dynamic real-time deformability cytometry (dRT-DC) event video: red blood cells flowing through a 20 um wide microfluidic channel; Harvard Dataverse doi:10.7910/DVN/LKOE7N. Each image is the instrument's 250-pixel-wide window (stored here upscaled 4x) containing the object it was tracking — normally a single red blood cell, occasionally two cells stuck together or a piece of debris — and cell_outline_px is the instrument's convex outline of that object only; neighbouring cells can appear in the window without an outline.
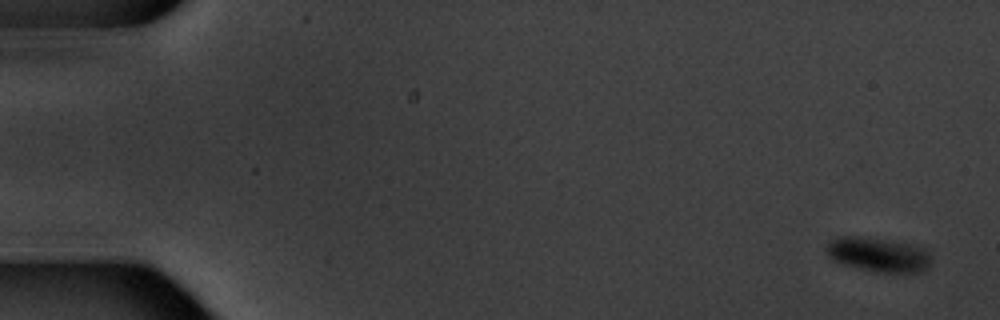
{"species": "common noctule bat (a hibernating species)", "species_latin": "Nyctalus noctula", "temperature_condition": "warm", "stored_images_in_passage": 6, "camera_frame_rate_fps": 3000, "um_per_image_px": 0.085, "animal": {"sex": "male", "body_mass_g": 20.1, "forearm_length_mm": 53.5}, "frame": {"image": 1, "passage_image": 1, "time_ms": 0.0, "image_size_px": [1000, 320], "cell_outline_px": [[928, 268], [924, 272], [880, 272], [860, 268], [844, 264], [828, 256], [828, 240], [836, 236], [856, 236], [884, 240], [908, 244], [924, 248], [928, 252]], "centroid_in_image_um": [74.64, 21.64], "position_along_channel_um": 10.4, "area_um2": 20.46}}
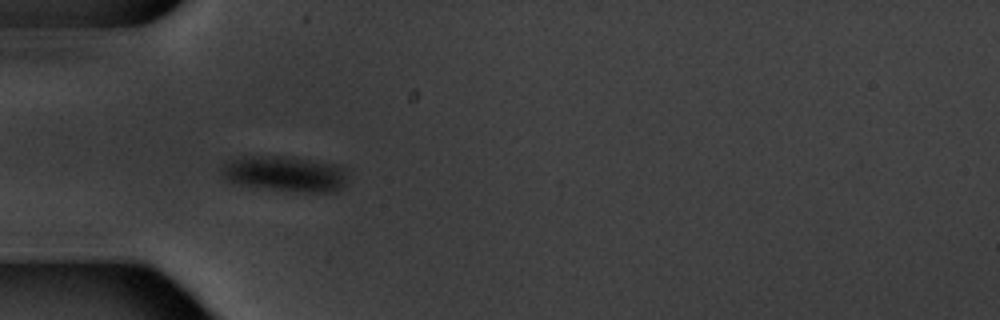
{"frame": {"image": 2, "passage_image": 5, "time_ms": 5.667, "image_size_px": [1000, 320], "cell_outline_px": [[344, 184], [340, 188], [332, 192], [296, 192], [240, 184], [224, 180], [220, 172], [220, 164], [228, 160], [240, 156], [284, 156], [336, 164], [344, 168]], "centroid_in_image_um": [24.12, 14.76], "position_along_channel_um": 60.9, "area_um2": 26.13}}